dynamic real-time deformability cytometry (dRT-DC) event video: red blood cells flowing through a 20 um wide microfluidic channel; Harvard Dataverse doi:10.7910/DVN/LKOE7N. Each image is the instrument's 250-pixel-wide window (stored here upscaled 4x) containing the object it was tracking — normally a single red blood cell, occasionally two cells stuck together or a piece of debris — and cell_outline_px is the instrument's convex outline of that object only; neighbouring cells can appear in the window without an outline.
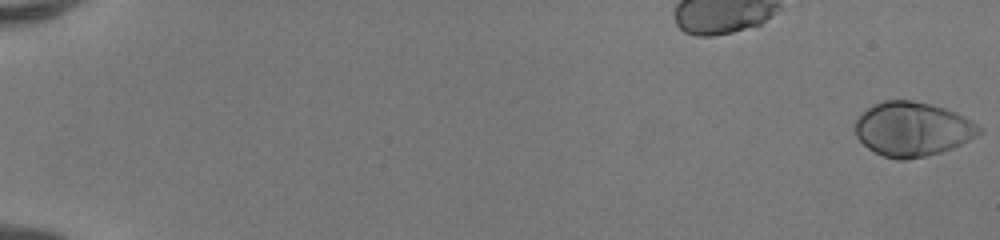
{"species": "human", "species_latin": "Homo sapiens", "temperature_condition": "room temperature", "stored_images_in_passage": 52, "camera_frame_rate_fps": 3000, "um_per_image_px": 0.085, "donor": {"sex": "female"}, "frame": {"image": 1, "passage_image": 1, "time_ms": 0.0, "image_size_px": [1000, 240], "cell_outline_px": [[984, 132], [952, 148], [940, 152], [924, 156], [904, 160], [896, 160], [884, 156], [868, 148], [856, 136], [856, 120], [872, 104], [884, 100], [912, 100], [944, 108], [984, 128]], "centroid_in_image_um": [77.55, 10.98], "position_along_channel_um": 7.5, "area_um2": 38.67}}
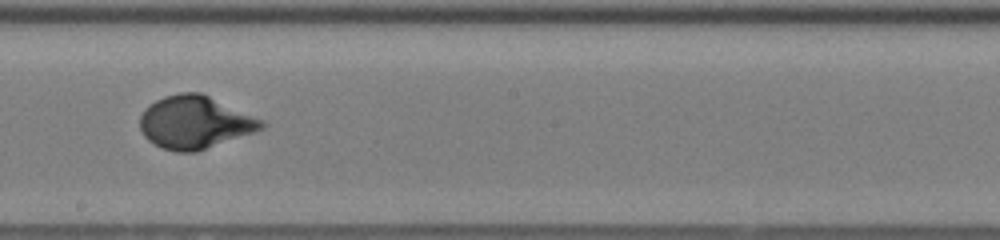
{"frame": {"image": 2, "passage_image": 32, "time_ms": 10.333, "image_size_px": [1000, 240], "cell_outline_px": [[268, 124], [264, 128], [196, 152], [176, 152], [160, 148], [148, 140], [144, 136], [140, 128], [140, 116], [144, 108], [148, 104], [164, 96], [180, 92], [200, 92], [264, 120]], "centroid_in_image_um": [16.54, 10.39], "position_along_channel_um": 231.7, "area_um2": 37.45}}
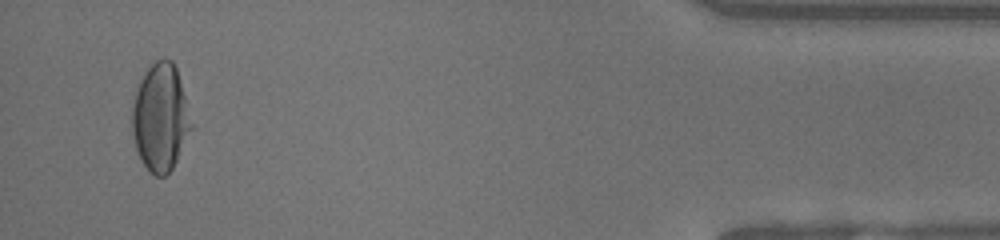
{"frame": {"image": 3, "passage_image": 50, "time_ms": 16.333, "image_size_px": [1000, 240], "cell_outline_px": [[192, 128], [172, 168], [164, 176], [156, 176], [148, 172], [140, 160], [136, 148], [132, 132], [132, 104], [140, 80], [148, 68], [156, 60], [172, 60], [176, 68], [192, 124]], "centroid_in_image_um": [13.61, 10.03], "position_along_channel_um": 421.6, "area_um2": 36.47}, "authors_computed_cell_mechanics": {"area_um2": 36.6452, "velocity_mm_per_s": 4.1623, "shape_relaxation_time_tau1_ms": 3.4065, "shape_relaxation_time_tau2_ms": null, "deformation_change_tau1": 0.2055, "deformation_change_tau2": null}}